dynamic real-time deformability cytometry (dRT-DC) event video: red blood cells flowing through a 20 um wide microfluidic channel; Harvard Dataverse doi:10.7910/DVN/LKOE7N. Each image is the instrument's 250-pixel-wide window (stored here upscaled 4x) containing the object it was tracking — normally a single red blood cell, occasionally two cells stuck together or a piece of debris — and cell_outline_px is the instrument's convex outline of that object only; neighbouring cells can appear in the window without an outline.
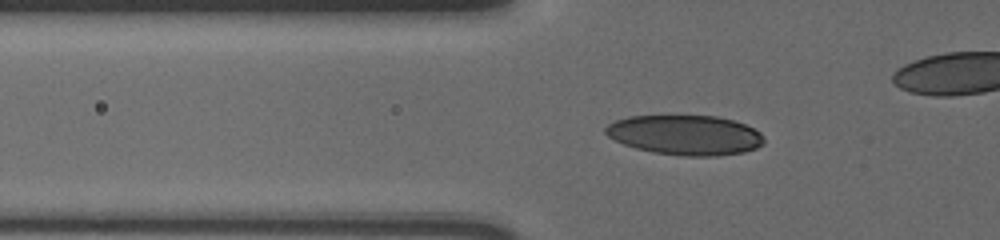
{"species": "human", "species_latin": "Homo sapiens", "temperature_condition": "cold", "stored_images_in_passage": 47, "camera_frame_rate_fps": 3000, "um_per_image_px": 0.085, "donor": {"sex": "male"}, "frame": {"image": 1, "passage_image": 16, "time_ms": 5.0, "image_size_px": [1000, 240], "cell_outline_px": [[764, 144], [756, 148], [744, 152], [716, 156], [684, 156], [652, 152], [636, 148], [624, 144], [608, 136], [604, 132], [604, 128], [608, 124], [616, 120], [628, 116], [716, 116], [732, 120], [744, 124], [760, 132], [764, 136]], "centroid_in_image_um": [58.25, 11.48], "position_along_channel_um": 67.6, "area_um2": 36.76}}
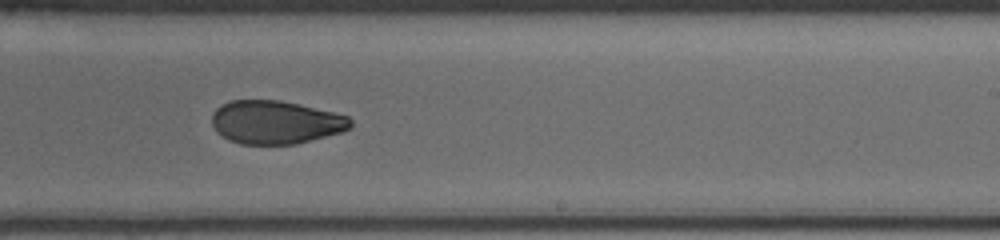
{"frame": {"image": 2, "passage_image": 33, "time_ms": 10.667, "image_size_px": [1000, 240], "cell_outline_px": [[352, 128], [340, 132], [296, 144], [240, 144], [228, 140], [216, 132], [212, 124], [212, 112], [216, 108], [232, 100], [280, 100], [300, 104], [336, 112], [348, 116], [352, 120]], "centroid_in_image_um": [23.43, 10.39], "position_along_channel_um": 265.6, "area_um2": 35.2}}
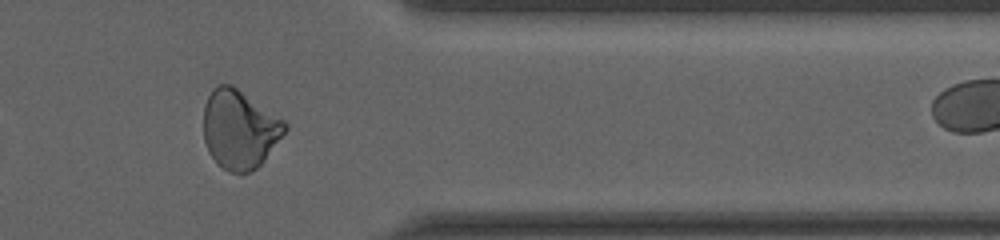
{"frame": {"image": 3, "passage_image": 44, "time_ms": 14.333, "image_size_px": [1000, 240], "cell_outline_px": [[288, 128], [264, 160], [256, 168], [240, 176], [228, 172], [216, 164], [208, 152], [204, 140], [204, 104], [212, 88], [220, 84], [232, 84], [284, 120], [288, 124]], "centroid_in_image_um": [20.34, 11.01], "position_along_channel_um": 391.1, "area_um2": 37.69}}